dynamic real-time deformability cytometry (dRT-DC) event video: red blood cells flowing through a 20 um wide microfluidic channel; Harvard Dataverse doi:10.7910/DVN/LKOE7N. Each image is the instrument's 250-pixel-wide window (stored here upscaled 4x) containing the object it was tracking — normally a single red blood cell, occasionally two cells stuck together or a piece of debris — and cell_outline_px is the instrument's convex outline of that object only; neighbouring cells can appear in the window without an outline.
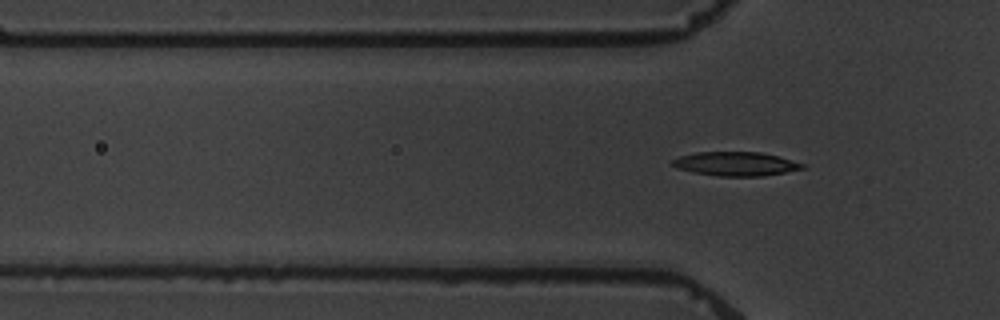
{"species": "common noctule bat (a hibernating species)", "species_latin": "Nyctalus noctula", "temperature_condition": "warm", "stored_images_in_passage": 6, "camera_frame_rate_fps": 3000, "um_per_image_px": 0.085, "animal": {"sex": "male", "body_mass_g": 19.5, "forearm_length_mm": 54.6}, "frame": {"image": 1, "passage_image": 6, "time_ms": 7.333, "image_size_px": [1000, 320], "cell_outline_px": [[804, 168], [764, 176], [720, 176], [692, 172], [676, 168], [672, 164], [672, 160], [680, 156], [696, 152], [760, 152], [780, 156], [804, 164]], "centroid_in_image_um": [62.53, 13.92], "position_along_channel_um": 63.3, "area_um2": 18.09}}